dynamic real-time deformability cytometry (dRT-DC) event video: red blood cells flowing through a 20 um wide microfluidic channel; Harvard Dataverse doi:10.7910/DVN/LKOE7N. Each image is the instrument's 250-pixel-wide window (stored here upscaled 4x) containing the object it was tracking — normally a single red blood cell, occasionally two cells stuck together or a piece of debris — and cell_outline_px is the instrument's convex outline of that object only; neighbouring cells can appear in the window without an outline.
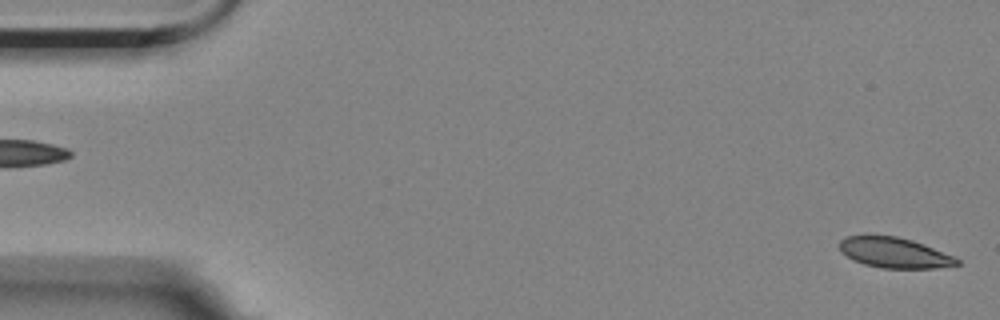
{"species": "Egyptian fruit bat (a non-hibernating species)", "species_latin": "Rousettus aegyptiacus", "temperature_condition": "room temperature", "stored_images_in_passage": 3, "segment_of_instrument_passage": [2, 2], "camera_frame_rate_fps": 3000, "um_per_image_px": 0.085, "animal": {"sex": "female"}, "frame": {"image": 1, "passage_image": 3, "time_ms": 2.333, "image_size_px": [1000, 320], "cell_outline_px": [[960, 264], [936, 268], [884, 268], [864, 264], [852, 260], [840, 252], [840, 240], [844, 236], [896, 236], [912, 240], [924, 244], [956, 256], [960, 260]], "centroid_in_image_um": [76.04, 21.48], "position_along_channel_um": 9.0, "area_um2": 20.87}}